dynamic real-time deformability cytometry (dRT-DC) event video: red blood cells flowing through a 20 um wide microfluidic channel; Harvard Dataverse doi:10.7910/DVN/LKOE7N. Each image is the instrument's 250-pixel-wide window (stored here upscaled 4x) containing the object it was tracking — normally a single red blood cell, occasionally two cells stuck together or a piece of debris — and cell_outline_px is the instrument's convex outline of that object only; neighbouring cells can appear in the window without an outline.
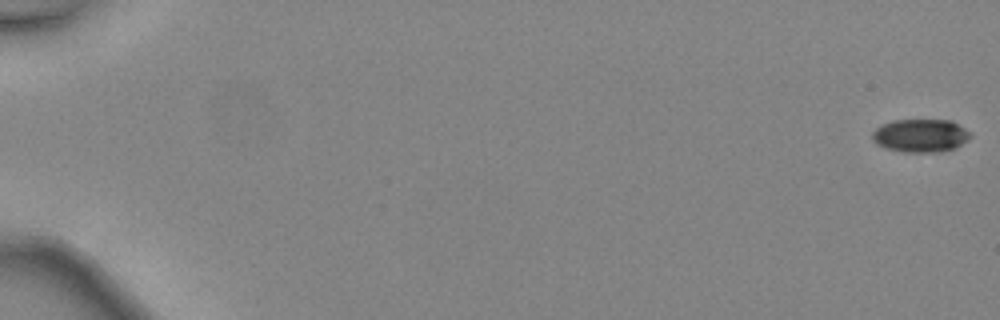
{"species": "common noctule bat (a hibernating species)", "species_latin": "Nyctalus noctula", "temperature_condition": "warm", "stored_images_in_passage": 48, "camera_frame_rate_fps": 3000, "um_per_image_px": 0.085, "animal": {"sex": "female", "body_mass_g": 24.6, "forearm_length_mm": 56.2}, "frame": {"image": 1, "passage_image": 1, "time_ms": 0.0, "image_size_px": [1000, 320], "cell_outline_px": [[972, 136], [968, 140], [956, 148], [940, 152], [904, 152], [884, 148], [876, 144], [872, 140], [872, 132], [880, 124], [892, 120], [952, 120], [972, 132]], "centroid_in_image_um": [78.25, 11.52], "position_along_channel_um": 6.7, "area_um2": 19.36}}
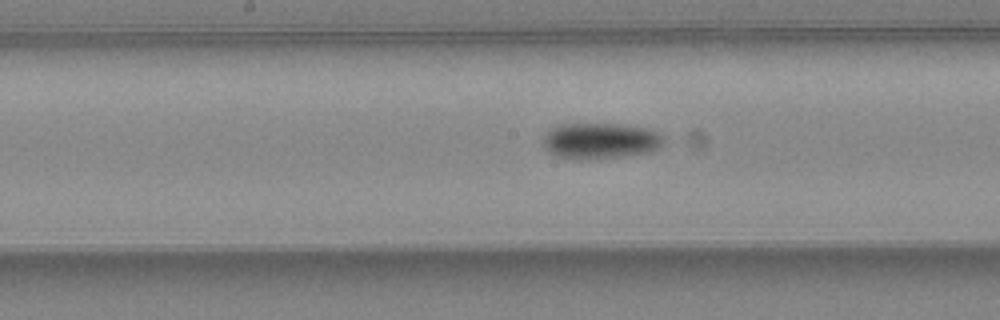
{"frame": {"image": 2, "passage_image": 27, "time_ms": 8.667, "image_size_px": [1000, 320], "cell_outline_px": [[668, 136], [656, 148], [648, 152], [620, 156], [584, 160], [580, 160], [556, 156], [548, 152], [544, 148], [540, 140], [552, 128], [560, 124], [624, 124], [652, 128]], "centroid_in_image_um": [51.03, 11.95], "position_along_channel_um": 197.2, "area_um2": 25.66}}
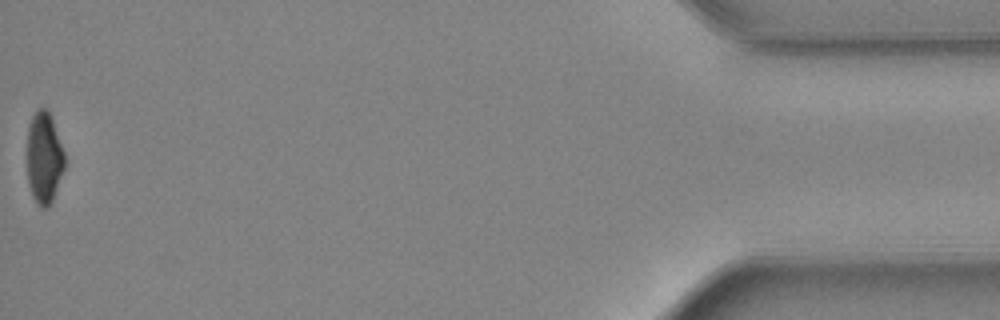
{"frame": {"image": 3, "passage_image": 48, "time_ms": 15.667, "image_size_px": [1000, 320], "cell_outline_px": [[64, 168], [52, 200], [48, 208], [40, 208], [36, 204], [32, 196], [28, 184], [28, 124], [32, 116], [40, 108], [44, 108], [48, 112], [52, 120], [64, 152]], "centroid_in_image_um": [3.73, 13.46], "position_along_channel_um": 431.5, "area_um2": 19.71}, "authors_computed_cell_mechanics": {"area_um2": 21.8773, "velocity_mm_per_s": 4.5584, "shape_relaxation_time_tau1_ms": 3.2253, "shape_relaxation_time_tau2_ms": null, "deformation_change_tau1": 0.1094, "deformation_change_tau2": null}}